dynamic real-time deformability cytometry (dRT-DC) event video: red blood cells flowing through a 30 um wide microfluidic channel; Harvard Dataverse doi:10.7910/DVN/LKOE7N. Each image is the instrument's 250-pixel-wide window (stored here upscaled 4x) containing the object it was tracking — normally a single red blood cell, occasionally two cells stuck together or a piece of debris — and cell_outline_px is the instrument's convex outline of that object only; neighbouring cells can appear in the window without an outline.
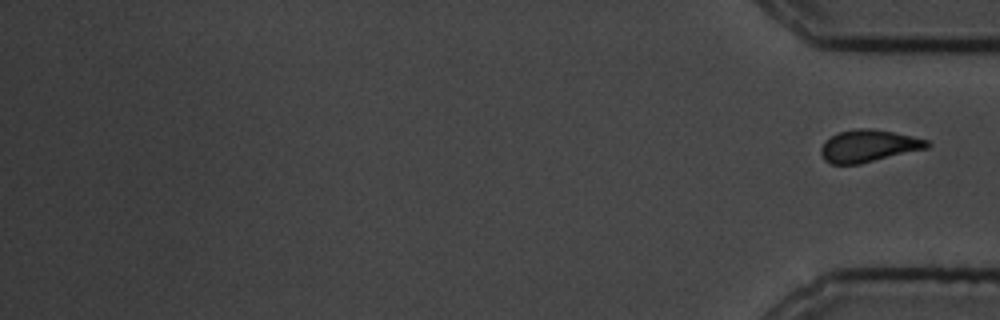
{"species": "common noctule bat (a hibernating species)", "species_latin": "Nyctalus noctula", "temperature_condition": "cold", "stored_images_in_passage": 13, "segment_of_instrument_passage": [2, 2], "camera_frame_rate_fps": 3000, "um_per_image_px": 0.085, "animal": {"sex": "male", "body_mass_g": 19.5, "forearm_length_mm": 54.6}, "frame": {"image": 1, "passage_image": 13, "time_ms": 14.667, "image_size_px": [1000, 320], "cell_outline_px": [[932, 144], [928, 148], [860, 164], [832, 164], [824, 160], [820, 152], [820, 148], [824, 140], [840, 132], [856, 128], [868, 128], [892, 132], [912, 136], [928, 140]], "centroid_in_image_um": [73.82, 12.41], "position_along_channel_um": 361.4, "area_um2": 19.94}}